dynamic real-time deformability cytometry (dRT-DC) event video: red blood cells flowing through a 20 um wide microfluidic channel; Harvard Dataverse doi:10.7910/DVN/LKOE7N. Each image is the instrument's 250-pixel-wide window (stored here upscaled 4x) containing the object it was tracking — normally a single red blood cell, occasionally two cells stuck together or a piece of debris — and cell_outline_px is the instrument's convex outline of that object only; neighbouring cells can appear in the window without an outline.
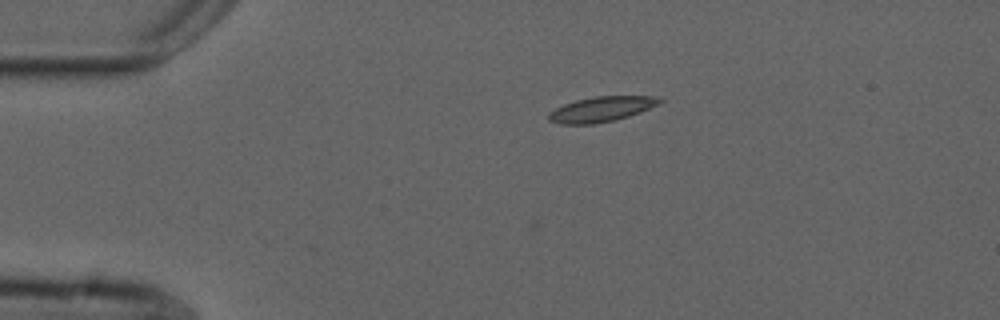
{"species": "common noctule bat (a hibernating species)", "species_latin": "Nyctalus noctula", "temperature_condition": "cold", "stored_images_in_passage": 36, "camera_frame_rate_fps": 3000, "um_per_image_px": 0.085, "animal": {"sex": "male", "forearm_length_mm": 52.5}, "frame": {"image": 1, "passage_image": 1, "time_ms": 0.0, "image_size_px": [1000, 320], "cell_outline_px": [[664, 100], [640, 112], [628, 116], [612, 120], [592, 124], [560, 124], [548, 120], [548, 112], [564, 104], [576, 100], [596, 96], [652, 96]], "centroid_in_image_um": [51.05, 9.28], "position_along_channel_um": 33.9, "area_um2": 15.95}}
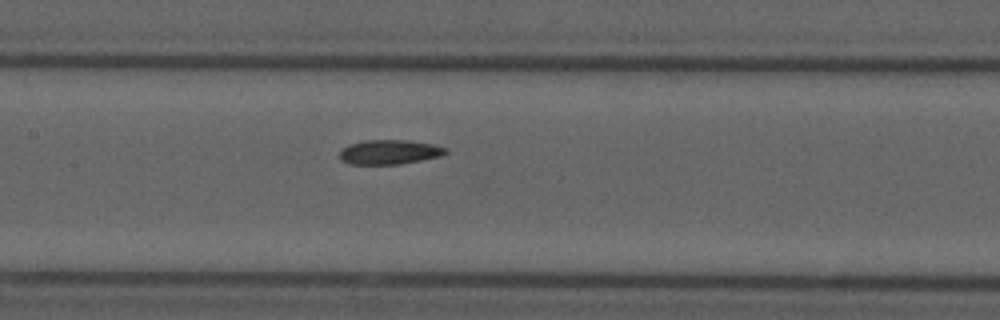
{"frame": {"image": 2, "passage_image": 16, "time_ms": 5.0, "image_size_px": [1000, 320], "cell_outline_px": [[448, 152], [440, 156], [400, 164], [348, 164], [340, 160], [340, 152], [348, 144], [364, 140], [404, 140], [432, 144], [448, 148]], "centroid_in_image_um": [33.08, 12.92], "position_along_channel_um": 174.3, "area_um2": 15.09}}
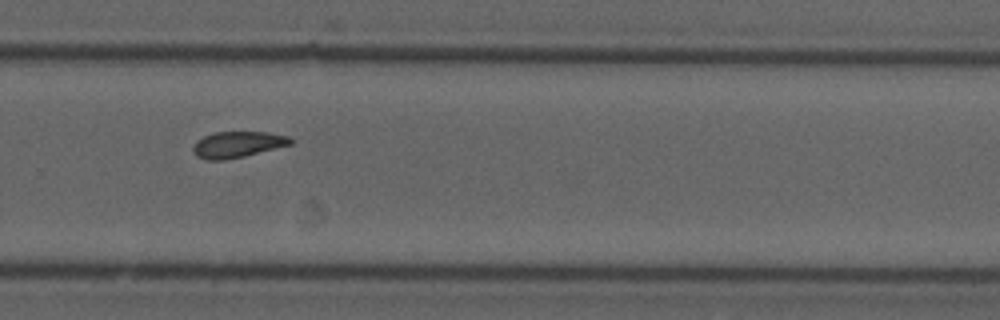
{"frame": {"image": 3, "passage_image": 27, "time_ms": 8.667, "image_size_px": [1000, 320], "cell_outline_px": [[292, 144], [244, 156], [224, 160], [208, 160], [196, 156], [192, 148], [196, 140], [204, 136], [216, 132], [268, 132], [288, 136], [292, 140]], "centroid_in_image_um": [20.17, 12.28], "position_along_channel_um": 309.6, "area_um2": 14.74}, "authors_computed_cell_mechanics": {"area_um2": 15.2592, "velocity_mm_per_s": 3.7048, "shape_relaxation_time_tau1_ms": 8.0407, "shape_relaxation_time_tau2_ms": 2.6054, "deformation_change_tau1": 0.201, "deformation_change_tau2": 0.0901}}